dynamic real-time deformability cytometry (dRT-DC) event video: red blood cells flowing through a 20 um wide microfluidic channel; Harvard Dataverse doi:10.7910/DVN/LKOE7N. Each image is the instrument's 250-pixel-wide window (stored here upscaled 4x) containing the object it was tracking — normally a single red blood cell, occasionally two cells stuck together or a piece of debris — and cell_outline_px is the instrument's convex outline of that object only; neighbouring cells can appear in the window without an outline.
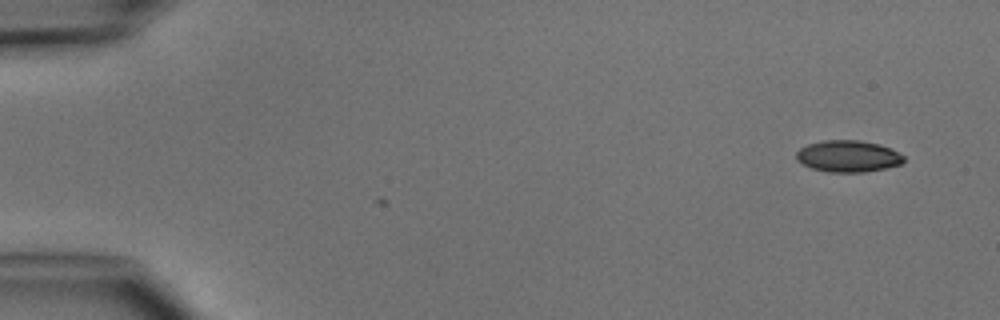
{"species": "common noctule bat (a hibernating species)", "species_latin": "Nyctalus noctula", "temperature_condition": "cold", "stored_images_in_passage": 2, "camera_frame_rate_fps": 3000, "um_per_image_px": 0.085, "animal": {"sex": "male", "body_mass_g": 15.6}, "frame": {"image": 1, "passage_image": 2, "time_ms": 1.0, "image_size_px": [1000, 320], "cell_outline_px": [[904, 160], [900, 164], [884, 168], [864, 172], [828, 172], [812, 168], [796, 160], [796, 152], [800, 148], [808, 144], [824, 140], [860, 140], [880, 144], [904, 156]], "centroid_in_image_um": [72.05, 13.27], "position_along_channel_um": 12.9, "area_um2": 19.65}}